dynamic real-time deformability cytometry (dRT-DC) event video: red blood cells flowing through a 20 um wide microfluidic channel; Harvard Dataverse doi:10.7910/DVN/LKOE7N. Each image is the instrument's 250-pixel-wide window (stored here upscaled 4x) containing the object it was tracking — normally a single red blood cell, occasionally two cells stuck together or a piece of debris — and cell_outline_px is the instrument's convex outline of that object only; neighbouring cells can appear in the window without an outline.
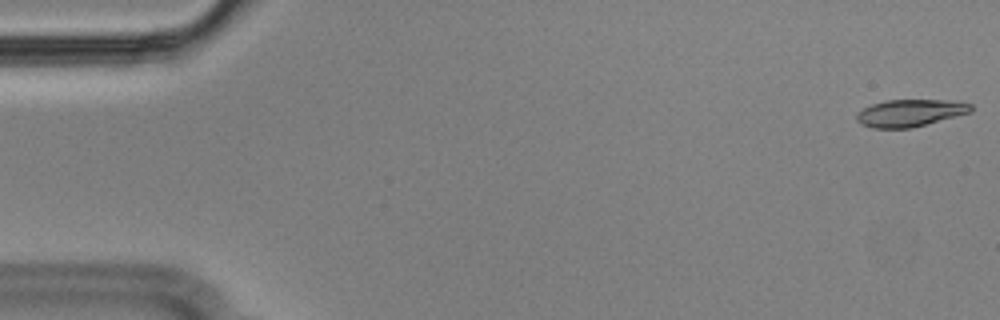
{"species": "Egyptian fruit bat (a non-hibernating species)", "species_latin": "Rousettus aegyptiacus", "temperature_condition": "cold", "stored_images_in_passage": 13, "camera_frame_rate_fps": 3000, "um_per_image_px": 0.085, "animal": {"sex": "male"}, "frame": {"image": 1, "passage_image": 1, "time_ms": 0.0, "image_size_px": [1000, 320], "cell_outline_px": [[972, 112], [912, 128], [872, 128], [860, 124], [856, 120], [856, 112], [872, 104], [884, 100], [944, 100], [972, 104]], "centroid_in_image_um": [77.32, 9.61], "position_along_channel_um": 7.7, "area_um2": 18.15}}